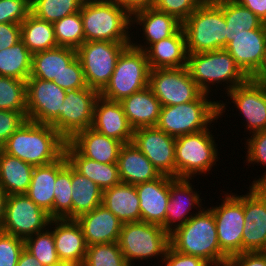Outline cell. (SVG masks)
Listing matches in <instances>:
<instances>
[{"instance_id": "cell-51", "label": "cell", "mask_w": 266, "mask_h": 266, "mask_svg": "<svg viewBox=\"0 0 266 266\" xmlns=\"http://www.w3.org/2000/svg\"><path fill=\"white\" fill-rule=\"evenodd\" d=\"M160 262L165 263V266H211L200 257L177 252L170 246L166 251L164 259Z\"/></svg>"}, {"instance_id": "cell-20", "label": "cell", "mask_w": 266, "mask_h": 266, "mask_svg": "<svg viewBox=\"0 0 266 266\" xmlns=\"http://www.w3.org/2000/svg\"><path fill=\"white\" fill-rule=\"evenodd\" d=\"M190 180L192 179L170 176L169 204L166 208L165 222L161 225L168 234H171L194 216L195 213L191 214L190 210L193 208L203 209L202 199L198 191L194 190L191 183L193 181Z\"/></svg>"}, {"instance_id": "cell-27", "label": "cell", "mask_w": 266, "mask_h": 266, "mask_svg": "<svg viewBox=\"0 0 266 266\" xmlns=\"http://www.w3.org/2000/svg\"><path fill=\"white\" fill-rule=\"evenodd\" d=\"M82 156L99 163L117 164L122 142L92 128L79 131L68 141Z\"/></svg>"}, {"instance_id": "cell-35", "label": "cell", "mask_w": 266, "mask_h": 266, "mask_svg": "<svg viewBox=\"0 0 266 266\" xmlns=\"http://www.w3.org/2000/svg\"><path fill=\"white\" fill-rule=\"evenodd\" d=\"M20 25L21 40L32 54L58 46L53 23L30 13Z\"/></svg>"}, {"instance_id": "cell-1", "label": "cell", "mask_w": 266, "mask_h": 266, "mask_svg": "<svg viewBox=\"0 0 266 266\" xmlns=\"http://www.w3.org/2000/svg\"><path fill=\"white\" fill-rule=\"evenodd\" d=\"M65 144L66 140L50 124L26 120L0 149L36 167L58 160Z\"/></svg>"}, {"instance_id": "cell-38", "label": "cell", "mask_w": 266, "mask_h": 266, "mask_svg": "<svg viewBox=\"0 0 266 266\" xmlns=\"http://www.w3.org/2000/svg\"><path fill=\"white\" fill-rule=\"evenodd\" d=\"M32 53L22 40L0 51V76L27 80L31 73Z\"/></svg>"}, {"instance_id": "cell-49", "label": "cell", "mask_w": 266, "mask_h": 266, "mask_svg": "<svg viewBox=\"0 0 266 266\" xmlns=\"http://www.w3.org/2000/svg\"><path fill=\"white\" fill-rule=\"evenodd\" d=\"M64 90L83 89L87 87L83 68L76 57L60 75V83H56Z\"/></svg>"}, {"instance_id": "cell-41", "label": "cell", "mask_w": 266, "mask_h": 266, "mask_svg": "<svg viewBox=\"0 0 266 266\" xmlns=\"http://www.w3.org/2000/svg\"><path fill=\"white\" fill-rule=\"evenodd\" d=\"M53 26L58 46L77 49L85 42L80 11L54 22Z\"/></svg>"}, {"instance_id": "cell-3", "label": "cell", "mask_w": 266, "mask_h": 266, "mask_svg": "<svg viewBox=\"0 0 266 266\" xmlns=\"http://www.w3.org/2000/svg\"><path fill=\"white\" fill-rule=\"evenodd\" d=\"M208 95L202 93L188 103L162 106L156 127L175 138L207 129L228 107L222 100L211 101Z\"/></svg>"}, {"instance_id": "cell-14", "label": "cell", "mask_w": 266, "mask_h": 266, "mask_svg": "<svg viewBox=\"0 0 266 266\" xmlns=\"http://www.w3.org/2000/svg\"><path fill=\"white\" fill-rule=\"evenodd\" d=\"M51 218L26 194L8 195L2 231L25 240L44 231Z\"/></svg>"}, {"instance_id": "cell-12", "label": "cell", "mask_w": 266, "mask_h": 266, "mask_svg": "<svg viewBox=\"0 0 266 266\" xmlns=\"http://www.w3.org/2000/svg\"><path fill=\"white\" fill-rule=\"evenodd\" d=\"M99 92L88 86L66 90L62 113L50 124L66 141L79 131L91 128L94 104Z\"/></svg>"}, {"instance_id": "cell-29", "label": "cell", "mask_w": 266, "mask_h": 266, "mask_svg": "<svg viewBox=\"0 0 266 266\" xmlns=\"http://www.w3.org/2000/svg\"><path fill=\"white\" fill-rule=\"evenodd\" d=\"M120 103L134 130L142 127H156L162 105L149 86L123 98Z\"/></svg>"}, {"instance_id": "cell-56", "label": "cell", "mask_w": 266, "mask_h": 266, "mask_svg": "<svg viewBox=\"0 0 266 266\" xmlns=\"http://www.w3.org/2000/svg\"><path fill=\"white\" fill-rule=\"evenodd\" d=\"M17 266H43L30 252L23 249Z\"/></svg>"}, {"instance_id": "cell-31", "label": "cell", "mask_w": 266, "mask_h": 266, "mask_svg": "<svg viewBox=\"0 0 266 266\" xmlns=\"http://www.w3.org/2000/svg\"><path fill=\"white\" fill-rule=\"evenodd\" d=\"M68 163L80 174L97 184L101 190L111 188L121 183L118 165L114 163H99L82 156L68 141L64 147Z\"/></svg>"}, {"instance_id": "cell-18", "label": "cell", "mask_w": 266, "mask_h": 266, "mask_svg": "<svg viewBox=\"0 0 266 266\" xmlns=\"http://www.w3.org/2000/svg\"><path fill=\"white\" fill-rule=\"evenodd\" d=\"M227 96L238 109L250 133L266 130V91L261 83L249 78L245 83L236 86L227 93Z\"/></svg>"}, {"instance_id": "cell-48", "label": "cell", "mask_w": 266, "mask_h": 266, "mask_svg": "<svg viewBox=\"0 0 266 266\" xmlns=\"http://www.w3.org/2000/svg\"><path fill=\"white\" fill-rule=\"evenodd\" d=\"M31 13V0H0V23L21 24Z\"/></svg>"}, {"instance_id": "cell-32", "label": "cell", "mask_w": 266, "mask_h": 266, "mask_svg": "<svg viewBox=\"0 0 266 266\" xmlns=\"http://www.w3.org/2000/svg\"><path fill=\"white\" fill-rule=\"evenodd\" d=\"M102 205L122 223L140 222V200L135 185L119 183L103 190Z\"/></svg>"}, {"instance_id": "cell-23", "label": "cell", "mask_w": 266, "mask_h": 266, "mask_svg": "<svg viewBox=\"0 0 266 266\" xmlns=\"http://www.w3.org/2000/svg\"><path fill=\"white\" fill-rule=\"evenodd\" d=\"M140 200L141 221L162 225L166 219V208L170 198V176L135 185Z\"/></svg>"}, {"instance_id": "cell-44", "label": "cell", "mask_w": 266, "mask_h": 266, "mask_svg": "<svg viewBox=\"0 0 266 266\" xmlns=\"http://www.w3.org/2000/svg\"><path fill=\"white\" fill-rule=\"evenodd\" d=\"M82 266H130L118 242L93 244L87 247Z\"/></svg>"}, {"instance_id": "cell-43", "label": "cell", "mask_w": 266, "mask_h": 266, "mask_svg": "<svg viewBox=\"0 0 266 266\" xmlns=\"http://www.w3.org/2000/svg\"><path fill=\"white\" fill-rule=\"evenodd\" d=\"M25 249L30 252L43 266L58 263V258L52 229L47 227L24 240Z\"/></svg>"}, {"instance_id": "cell-2", "label": "cell", "mask_w": 266, "mask_h": 266, "mask_svg": "<svg viewBox=\"0 0 266 266\" xmlns=\"http://www.w3.org/2000/svg\"><path fill=\"white\" fill-rule=\"evenodd\" d=\"M205 208L198 209L191 219L169 234L170 247L200 257L211 266H226L228 257L220 249L213 211Z\"/></svg>"}, {"instance_id": "cell-37", "label": "cell", "mask_w": 266, "mask_h": 266, "mask_svg": "<svg viewBox=\"0 0 266 266\" xmlns=\"http://www.w3.org/2000/svg\"><path fill=\"white\" fill-rule=\"evenodd\" d=\"M223 9L227 25L226 46L233 37L243 30L266 28V24L251 10L240 5L236 0H215Z\"/></svg>"}, {"instance_id": "cell-33", "label": "cell", "mask_w": 266, "mask_h": 266, "mask_svg": "<svg viewBox=\"0 0 266 266\" xmlns=\"http://www.w3.org/2000/svg\"><path fill=\"white\" fill-rule=\"evenodd\" d=\"M76 57V49L63 46L36 52L32 54L29 78L60 83L61 73Z\"/></svg>"}, {"instance_id": "cell-47", "label": "cell", "mask_w": 266, "mask_h": 266, "mask_svg": "<svg viewBox=\"0 0 266 266\" xmlns=\"http://www.w3.org/2000/svg\"><path fill=\"white\" fill-rule=\"evenodd\" d=\"M24 240L0 231V266H17Z\"/></svg>"}, {"instance_id": "cell-19", "label": "cell", "mask_w": 266, "mask_h": 266, "mask_svg": "<svg viewBox=\"0 0 266 266\" xmlns=\"http://www.w3.org/2000/svg\"><path fill=\"white\" fill-rule=\"evenodd\" d=\"M225 49L248 78H254L262 68L266 54V28L243 30L233 37Z\"/></svg>"}, {"instance_id": "cell-50", "label": "cell", "mask_w": 266, "mask_h": 266, "mask_svg": "<svg viewBox=\"0 0 266 266\" xmlns=\"http://www.w3.org/2000/svg\"><path fill=\"white\" fill-rule=\"evenodd\" d=\"M26 120L19 111L0 110V148Z\"/></svg>"}, {"instance_id": "cell-42", "label": "cell", "mask_w": 266, "mask_h": 266, "mask_svg": "<svg viewBox=\"0 0 266 266\" xmlns=\"http://www.w3.org/2000/svg\"><path fill=\"white\" fill-rule=\"evenodd\" d=\"M0 110L19 111L26 117V81L0 76Z\"/></svg>"}, {"instance_id": "cell-28", "label": "cell", "mask_w": 266, "mask_h": 266, "mask_svg": "<svg viewBox=\"0 0 266 266\" xmlns=\"http://www.w3.org/2000/svg\"><path fill=\"white\" fill-rule=\"evenodd\" d=\"M145 53L150 69L187 67L188 51L183 28L174 35L151 44Z\"/></svg>"}, {"instance_id": "cell-11", "label": "cell", "mask_w": 266, "mask_h": 266, "mask_svg": "<svg viewBox=\"0 0 266 266\" xmlns=\"http://www.w3.org/2000/svg\"><path fill=\"white\" fill-rule=\"evenodd\" d=\"M215 217L221 251L230 258L242 253L244 195L225 193L221 205L210 206Z\"/></svg>"}, {"instance_id": "cell-17", "label": "cell", "mask_w": 266, "mask_h": 266, "mask_svg": "<svg viewBox=\"0 0 266 266\" xmlns=\"http://www.w3.org/2000/svg\"><path fill=\"white\" fill-rule=\"evenodd\" d=\"M175 141L157 127H142L134 130L132 143L160 174L175 178Z\"/></svg>"}, {"instance_id": "cell-26", "label": "cell", "mask_w": 266, "mask_h": 266, "mask_svg": "<svg viewBox=\"0 0 266 266\" xmlns=\"http://www.w3.org/2000/svg\"><path fill=\"white\" fill-rule=\"evenodd\" d=\"M63 154L58 160L33 169L30 186L25 193L38 207L54 219V188L57 173L67 164Z\"/></svg>"}, {"instance_id": "cell-58", "label": "cell", "mask_w": 266, "mask_h": 266, "mask_svg": "<svg viewBox=\"0 0 266 266\" xmlns=\"http://www.w3.org/2000/svg\"><path fill=\"white\" fill-rule=\"evenodd\" d=\"M253 79L258 80L266 91V76H255Z\"/></svg>"}, {"instance_id": "cell-8", "label": "cell", "mask_w": 266, "mask_h": 266, "mask_svg": "<svg viewBox=\"0 0 266 266\" xmlns=\"http://www.w3.org/2000/svg\"><path fill=\"white\" fill-rule=\"evenodd\" d=\"M149 73L145 51L130 44L120 54L109 83L99 94L111 101H121L148 87Z\"/></svg>"}, {"instance_id": "cell-57", "label": "cell", "mask_w": 266, "mask_h": 266, "mask_svg": "<svg viewBox=\"0 0 266 266\" xmlns=\"http://www.w3.org/2000/svg\"><path fill=\"white\" fill-rule=\"evenodd\" d=\"M8 194L0 186V231H2V226L5 219V209L7 203Z\"/></svg>"}, {"instance_id": "cell-53", "label": "cell", "mask_w": 266, "mask_h": 266, "mask_svg": "<svg viewBox=\"0 0 266 266\" xmlns=\"http://www.w3.org/2000/svg\"><path fill=\"white\" fill-rule=\"evenodd\" d=\"M21 40V25L0 23V51L9 48Z\"/></svg>"}, {"instance_id": "cell-46", "label": "cell", "mask_w": 266, "mask_h": 266, "mask_svg": "<svg viewBox=\"0 0 266 266\" xmlns=\"http://www.w3.org/2000/svg\"><path fill=\"white\" fill-rule=\"evenodd\" d=\"M207 0H155L153 8L173 15L180 22H184L199 6Z\"/></svg>"}, {"instance_id": "cell-59", "label": "cell", "mask_w": 266, "mask_h": 266, "mask_svg": "<svg viewBox=\"0 0 266 266\" xmlns=\"http://www.w3.org/2000/svg\"><path fill=\"white\" fill-rule=\"evenodd\" d=\"M256 76H266V54L261 70Z\"/></svg>"}, {"instance_id": "cell-10", "label": "cell", "mask_w": 266, "mask_h": 266, "mask_svg": "<svg viewBox=\"0 0 266 266\" xmlns=\"http://www.w3.org/2000/svg\"><path fill=\"white\" fill-rule=\"evenodd\" d=\"M131 42L85 41L76 49L89 88L99 93L109 83L117 60Z\"/></svg>"}, {"instance_id": "cell-39", "label": "cell", "mask_w": 266, "mask_h": 266, "mask_svg": "<svg viewBox=\"0 0 266 266\" xmlns=\"http://www.w3.org/2000/svg\"><path fill=\"white\" fill-rule=\"evenodd\" d=\"M85 0H31V13L54 23L81 10Z\"/></svg>"}, {"instance_id": "cell-52", "label": "cell", "mask_w": 266, "mask_h": 266, "mask_svg": "<svg viewBox=\"0 0 266 266\" xmlns=\"http://www.w3.org/2000/svg\"><path fill=\"white\" fill-rule=\"evenodd\" d=\"M226 266H266V251L242 252L227 260Z\"/></svg>"}, {"instance_id": "cell-4", "label": "cell", "mask_w": 266, "mask_h": 266, "mask_svg": "<svg viewBox=\"0 0 266 266\" xmlns=\"http://www.w3.org/2000/svg\"><path fill=\"white\" fill-rule=\"evenodd\" d=\"M80 14L85 41L132 42V15L115 2L85 0Z\"/></svg>"}, {"instance_id": "cell-40", "label": "cell", "mask_w": 266, "mask_h": 266, "mask_svg": "<svg viewBox=\"0 0 266 266\" xmlns=\"http://www.w3.org/2000/svg\"><path fill=\"white\" fill-rule=\"evenodd\" d=\"M72 166L67 164L57 173L54 188V219H72Z\"/></svg>"}, {"instance_id": "cell-6", "label": "cell", "mask_w": 266, "mask_h": 266, "mask_svg": "<svg viewBox=\"0 0 266 266\" xmlns=\"http://www.w3.org/2000/svg\"><path fill=\"white\" fill-rule=\"evenodd\" d=\"M188 53L216 51L226 47L227 25L222 7L207 0L183 23Z\"/></svg>"}, {"instance_id": "cell-13", "label": "cell", "mask_w": 266, "mask_h": 266, "mask_svg": "<svg viewBox=\"0 0 266 266\" xmlns=\"http://www.w3.org/2000/svg\"><path fill=\"white\" fill-rule=\"evenodd\" d=\"M149 87L162 106L188 103L203 93L187 67L150 69Z\"/></svg>"}, {"instance_id": "cell-24", "label": "cell", "mask_w": 266, "mask_h": 266, "mask_svg": "<svg viewBox=\"0 0 266 266\" xmlns=\"http://www.w3.org/2000/svg\"><path fill=\"white\" fill-rule=\"evenodd\" d=\"M133 24L142 27L140 28V32L142 29V37L146 42L142 45L143 43H138L133 40L131 44L135 48L143 51H145L151 44L174 35L182 27V22L176 17L158 11L153 7L134 12L132 14V27H137L135 25L133 26Z\"/></svg>"}, {"instance_id": "cell-45", "label": "cell", "mask_w": 266, "mask_h": 266, "mask_svg": "<svg viewBox=\"0 0 266 266\" xmlns=\"http://www.w3.org/2000/svg\"><path fill=\"white\" fill-rule=\"evenodd\" d=\"M247 149L246 161L248 164H261L266 166V130L255 132L246 139ZM266 170V169H265ZM261 177V178H260ZM259 179L253 180L251 186H266V171Z\"/></svg>"}, {"instance_id": "cell-7", "label": "cell", "mask_w": 266, "mask_h": 266, "mask_svg": "<svg viewBox=\"0 0 266 266\" xmlns=\"http://www.w3.org/2000/svg\"><path fill=\"white\" fill-rule=\"evenodd\" d=\"M210 126L200 132L176 137L175 178L194 179L197 174L206 175L216 165L220 157Z\"/></svg>"}, {"instance_id": "cell-34", "label": "cell", "mask_w": 266, "mask_h": 266, "mask_svg": "<svg viewBox=\"0 0 266 266\" xmlns=\"http://www.w3.org/2000/svg\"><path fill=\"white\" fill-rule=\"evenodd\" d=\"M34 166L10 156L0 149V186L8 195L25 194L30 186Z\"/></svg>"}, {"instance_id": "cell-25", "label": "cell", "mask_w": 266, "mask_h": 266, "mask_svg": "<svg viewBox=\"0 0 266 266\" xmlns=\"http://www.w3.org/2000/svg\"><path fill=\"white\" fill-rule=\"evenodd\" d=\"M76 221L82 228L87 246L118 242L123 224L102 204L82 214Z\"/></svg>"}, {"instance_id": "cell-55", "label": "cell", "mask_w": 266, "mask_h": 266, "mask_svg": "<svg viewBox=\"0 0 266 266\" xmlns=\"http://www.w3.org/2000/svg\"><path fill=\"white\" fill-rule=\"evenodd\" d=\"M240 5L251 10L266 24V0H236Z\"/></svg>"}, {"instance_id": "cell-5", "label": "cell", "mask_w": 266, "mask_h": 266, "mask_svg": "<svg viewBox=\"0 0 266 266\" xmlns=\"http://www.w3.org/2000/svg\"><path fill=\"white\" fill-rule=\"evenodd\" d=\"M187 69L191 78L203 93L209 94L211 88L220 83L229 91L245 83L249 78L236 64L234 58L224 49L201 53H188ZM215 83V84H214ZM211 90V91H210Z\"/></svg>"}, {"instance_id": "cell-54", "label": "cell", "mask_w": 266, "mask_h": 266, "mask_svg": "<svg viewBox=\"0 0 266 266\" xmlns=\"http://www.w3.org/2000/svg\"><path fill=\"white\" fill-rule=\"evenodd\" d=\"M127 10L131 15L141 9L153 7L155 0H111Z\"/></svg>"}, {"instance_id": "cell-15", "label": "cell", "mask_w": 266, "mask_h": 266, "mask_svg": "<svg viewBox=\"0 0 266 266\" xmlns=\"http://www.w3.org/2000/svg\"><path fill=\"white\" fill-rule=\"evenodd\" d=\"M66 90L54 81L39 78L26 80V118L29 121L51 124L61 113Z\"/></svg>"}, {"instance_id": "cell-16", "label": "cell", "mask_w": 266, "mask_h": 266, "mask_svg": "<svg viewBox=\"0 0 266 266\" xmlns=\"http://www.w3.org/2000/svg\"><path fill=\"white\" fill-rule=\"evenodd\" d=\"M244 194L242 252L266 251V186H250Z\"/></svg>"}, {"instance_id": "cell-9", "label": "cell", "mask_w": 266, "mask_h": 266, "mask_svg": "<svg viewBox=\"0 0 266 266\" xmlns=\"http://www.w3.org/2000/svg\"><path fill=\"white\" fill-rule=\"evenodd\" d=\"M118 243L130 266L135 265L134 260L155 259L156 256L163 260L170 246L169 234L162 226L142 221L123 223Z\"/></svg>"}, {"instance_id": "cell-22", "label": "cell", "mask_w": 266, "mask_h": 266, "mask_svg": "<svg viewBox=\"0 0 266 266\" xmlns=\"http://www.w3.org/2000/svg\"><path fill=\"white\" fill-rule=\"evenodd\" d=\"M48 226L49 229H53L55 249L59 260L82 266L88 246L82 228L76 219H51Z\"/></svg>"}, {"instance_id": "cell-21", "label": "cell", "mask_w": 266, "mask_h": 266, "mask_svg": "<svg viewBox=\"0 0 266 266\" xmlns=\"http://www.w3.org/2000/svg\"><path fill=\"white\" fill-rule=\"evenodd\" d=\"M91 128L123 144L133 140L134 129L129 124L120 101H111L101 95L94 104Z\"/></svg>"}, {"instance_id": "cell-36", "label": "cell", "mask_w": 266, "mask_h": 266, "mask_svg": "<svg viewBox=\"0 0 266 266\" xmlns=\"http://www.w3.org/2000/svg\"><path fill=\"white\" fill-rule=\"evenodd\" d=\"M72 219L88 213L102 204L103 191L72 167Z\"/></svg>"}, {"instance_id": "cell-60", "label": "cell", "mask_w": 266, "mask_h": 266, "mask_svg": "<svg viewBox=\"0 0 266 266\" xmlns=\"http://www.w3.org/2000/svg\"><path fill=\"white\" fill-rule=\"evenodd\" d=\"M50 266H75V265L64 262V261H59L58 263L50 265Z\"/></svg>"}, {"instance_id": "cell-30", "label": "cell", "mask_w": 266, "mask_h": 266, "mask_svg": "<svg viewBox=\"0 0 266 266\" xmlns=\"http://www.w3.org/2000/svg\"><path fill=\"white\" fill-rule=\"evenodd\" d=\"M117 165L121 182L126 184L137 185L161 175L132 142L121 146Z\"/></svg>"}]
</instances>
